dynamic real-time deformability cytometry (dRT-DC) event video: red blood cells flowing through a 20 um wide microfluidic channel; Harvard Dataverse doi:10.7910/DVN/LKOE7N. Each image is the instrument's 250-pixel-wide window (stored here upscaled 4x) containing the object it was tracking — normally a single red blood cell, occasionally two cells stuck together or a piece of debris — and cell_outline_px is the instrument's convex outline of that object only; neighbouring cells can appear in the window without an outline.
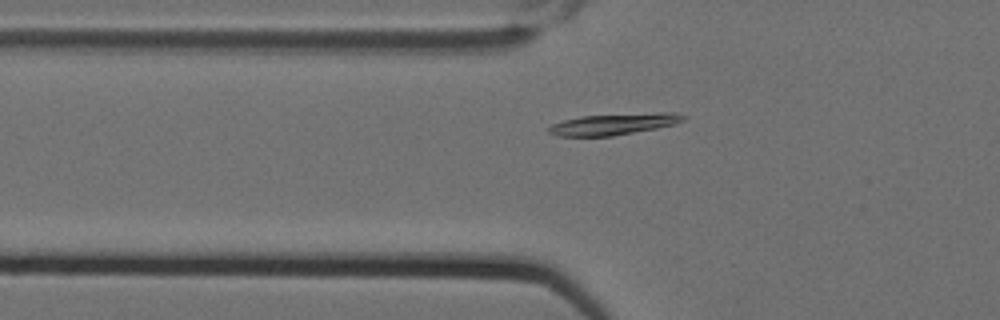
{"species": "Egyptian fruit bat (a non-hibernating species)", "species_latin": "Rousettus aegyptiacus", "temperature_condition": "cold", "stored_images_in_passage": 8, "camera_frame_rate_fps": 3000, "um_per_image_px": 0.085, "animal": {"sex": "female"}, "frame": {"image": 1, "passage_image": 8, "time_ms": 2.333, "image_size_px": [1000, 320], "cell_outline_px": [[688, 116], [684, 120], [676, 124], [656, 128], [612, 136], [556, 136], [548, 132], [548, 128], [552, 124], [564, 120], [580, 116], [656, 112], [676, 112]], "centroid_in_image_um": [52.21, 10.54], "position_along_channel_um": 73.6, "area_um2": 16.88}}